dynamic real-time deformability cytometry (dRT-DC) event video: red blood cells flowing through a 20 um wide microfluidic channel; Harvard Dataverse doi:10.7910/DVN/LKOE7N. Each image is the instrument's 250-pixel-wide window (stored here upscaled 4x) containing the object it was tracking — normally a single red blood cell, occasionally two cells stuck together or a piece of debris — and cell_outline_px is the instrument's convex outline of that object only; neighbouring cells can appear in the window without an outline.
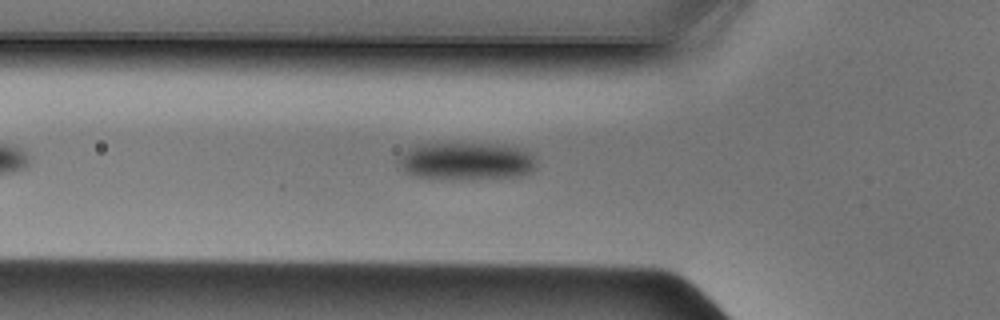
{"species": "Egyptian fruit bat (a non-hibernating species)", "species_latin": "Rousettus aegyptiacus", "temperature_condition": "cold", "stored_images_in_passage": 34, "camera_frame_rate_fps": 3000, "um_per_image_px": 0.085, "animal": {"sex": "male"}, "frame": {"image": 1, "passage_image": 8, "time_ms": 2.333, "image_size_px": [1000, 320], "cell_outline_px": [[536, 168], [532, 172], [520, 176], [472, 180], [460, 180], [416, 176], [404, 172], [396, 168], [396, 160], [408, 148], [420, 144], [500, 144], [524, 148], [536, 152]], "centroid_in_image_um": [39.68, 13.71], "position_along_channel_um": 86.1, "area_um2": 31.27}}
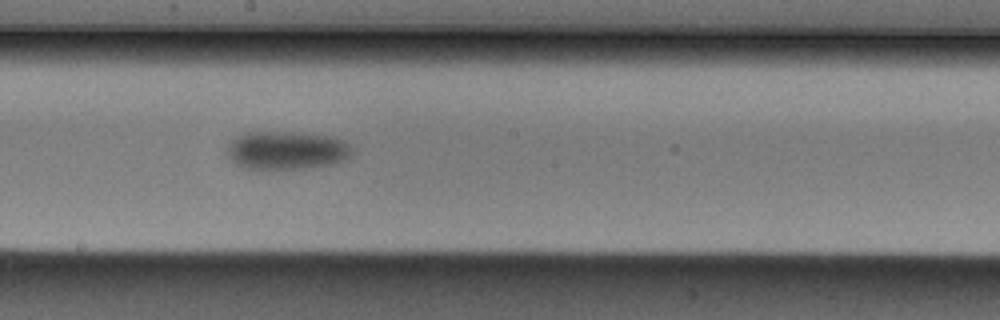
{"frame": {"image": 2, "passage_image": 18, "time_ms": 5.667, "image_size_px": [1000, 320], "cell_outline_px": [[356, 152], [352, 156], [336, 164], [308, 168], [260, 172], [244, 168], [236, 164], [224, 152], [228, 144], [236, 136], [244, 132], [300, 132], [328, 136], [344, 140]], "centroid_in_image_um": [24.34, 12.82], "position_along_channel_um": 223.9, "area_um2": 29.19}}
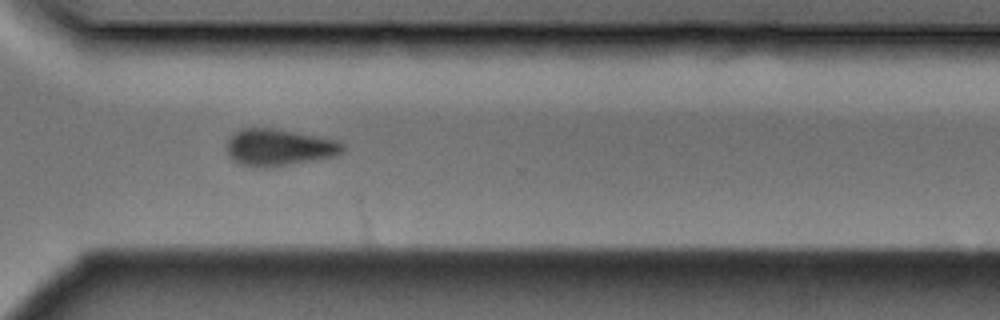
{"frame": {"image": 3, "passage_image": 27, "time_ms": 8.667, "image_size_px": [1000, 320], "cell_outline_px": [[344, 152], [336, 156], [268, 168], [260, 168], [240, 164], [232, 160], [228, 156], [224, 148], [224, 144], [228, 136], [244, 128], [272, 128], [296, 132], [340, 140], [344, 144]], "centroid_in_image_um": [23.68, 12.53], "position_along_channel_um": 346.9, "area_um2": 25.43}}